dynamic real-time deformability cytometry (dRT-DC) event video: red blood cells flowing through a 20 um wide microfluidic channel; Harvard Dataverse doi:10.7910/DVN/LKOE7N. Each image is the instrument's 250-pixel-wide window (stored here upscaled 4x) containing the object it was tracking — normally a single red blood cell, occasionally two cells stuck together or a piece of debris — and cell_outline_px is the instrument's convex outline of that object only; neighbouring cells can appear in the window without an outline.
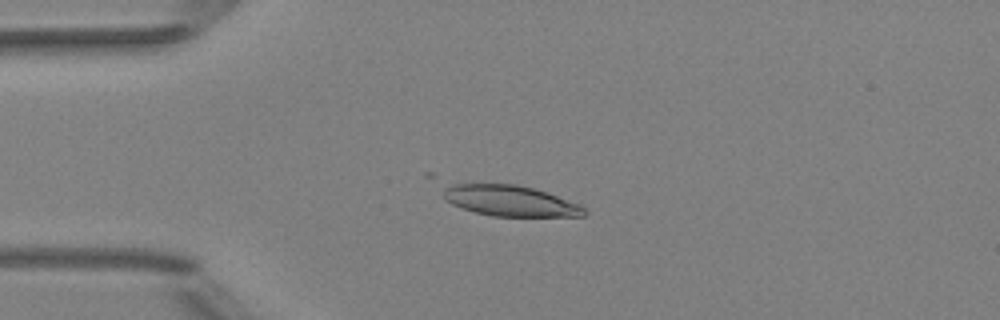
{"species": "Egyptian fruit bat (a non-hibernating species)", "species_latin": "Rousettus aegyptiacus", "temperature_condition": "room temperature", "stored_images_in_passage": 6, "camera_frame_rate_fps": 3000, "um_per_image_px": 0.085, "animal": {"sex": "female"}, "frame": {"image": 1, "passage_image": 3, "time_ms": 0.667, "image_size_px": [1000, 320], "cell_outline_px": [[588, 212], [584, 216], [492, 216], [460, 208], [444, 200], [444, 188], [452, 184], [516, 184], [548, 192], [580, 204]], "centroid_in_image_um": [43.38, 17.07], "position_along_channel_um": 41.6, "area_um2": 25.26}}
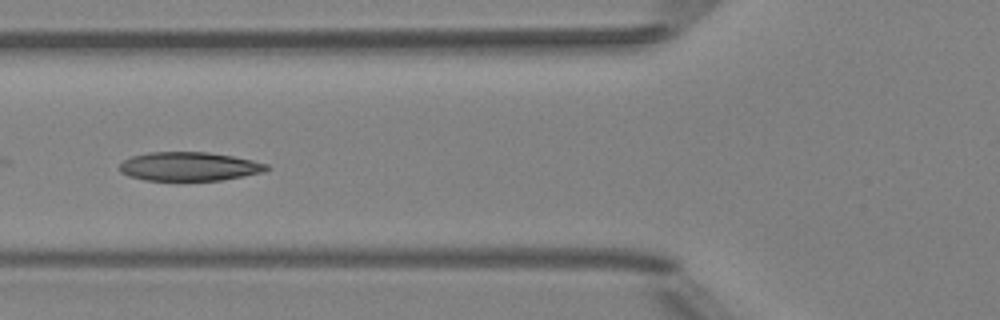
{"frame": {"image": 2, "passage_image": 5, "time_ms": 1.333, "image_size_px": [1000, 320], "cell_outline_px": [[272, 168], [264, 172], [244, 176], [220, 180], [144, 180], [128, 176], [120, 172], [120, 164], [124, 160], [132, 156], [148, 152], [208, 152], [232, 156], [252, 160], [268, 164]], "centroid_in_image_um": [16.1, 14.15], "position_along_channel_um": 109.7, "area_um2": 24.74}}
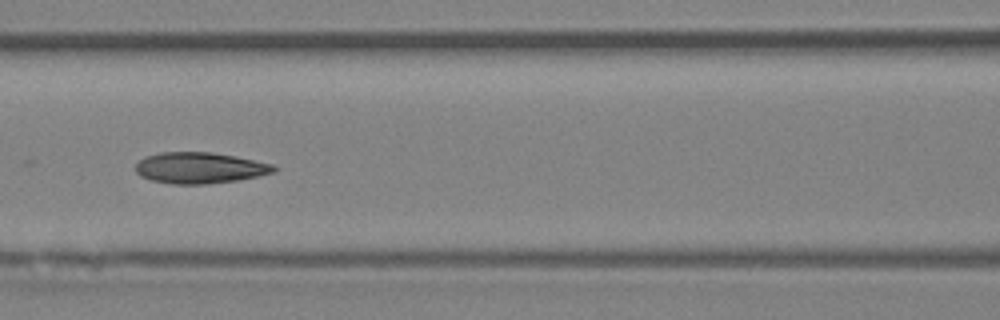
{"frame": {"image": 3, "passage_image": 6, "time_ms": 1.667, "image_size_px": [1000, 320], "cell_outline_px": [[276, 172], [236, 180], [208, 184], [172, 184], [152, 180], [140, 176], [136, 172], [136, 164], [144, 156], [160, 152], [212, 152], [236, 156], [276, 164]], "centroid_in_image_um": [16.99, 14.26], "position_along_channel_um": 149.6, "area_um2": 25.2}}